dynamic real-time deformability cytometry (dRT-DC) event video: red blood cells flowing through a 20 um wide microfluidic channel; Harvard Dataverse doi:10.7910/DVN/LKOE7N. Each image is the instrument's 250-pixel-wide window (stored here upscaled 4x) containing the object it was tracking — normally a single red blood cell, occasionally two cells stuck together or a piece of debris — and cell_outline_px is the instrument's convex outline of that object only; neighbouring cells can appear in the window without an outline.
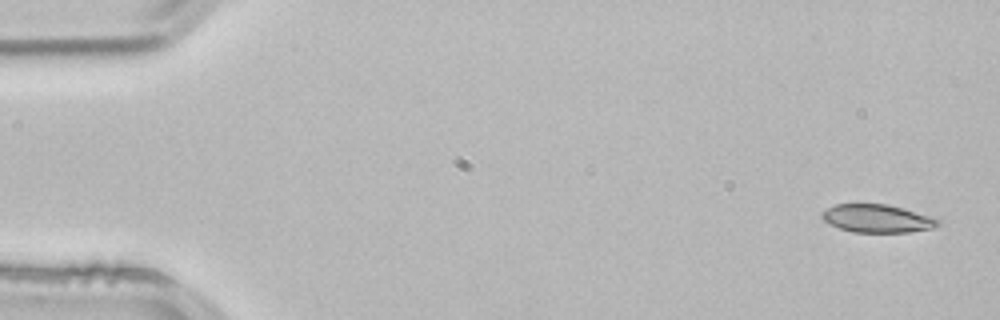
{"species": "common noctule bat (a hibernating species)", "species_latin": "Nyctalus noctula", "temperature_condition": "room temperature", "stored_images_in_passage": 4, "camera_frame_rate_fps": 3000, "um_per_image_px": 0.085, "animal": {"sex": "male", "body_mass_g": 21.5, "forearm_length_mm": 52.0}, "frame": {"image": 1, "passage_image": 1, "time_ms": 0.0, "image_size_px": [1000, 320], "cell_outline_px": [[940, 224], [932, 228], [908, 232], [852, 232], [828, 224], [820, 216], [820, 212], [836, 204], [888, 204], [932, 216], [940, 220]], "centroid_in_image_um": [74.55, 18.57], "position_along_channel_um": 10.5, "area_um2": 19.02}}
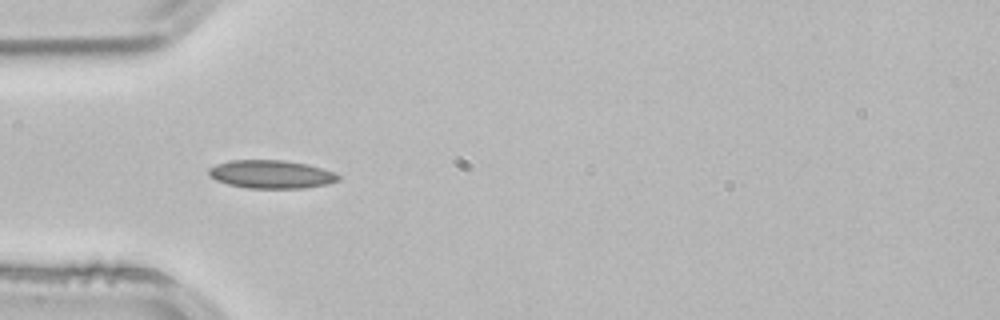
{"frame": {"image": 2, "passage_image": 4, "time_ms": 1.0, "image_size_px": [1000, 320], "cell_outline_px": [[340, 180], [328, 184], [304, 188], [248, 188], [228, 184], [216, 180], [208, 172], [208, 168], [216, 164], [228, 160], [284, 160], [308, 164], [332, 172], [340, 176]], "centroid_in_image_um": [23.05, 14.81], "position_along_channel_um": 62.0, "area_um2": 21.27}}